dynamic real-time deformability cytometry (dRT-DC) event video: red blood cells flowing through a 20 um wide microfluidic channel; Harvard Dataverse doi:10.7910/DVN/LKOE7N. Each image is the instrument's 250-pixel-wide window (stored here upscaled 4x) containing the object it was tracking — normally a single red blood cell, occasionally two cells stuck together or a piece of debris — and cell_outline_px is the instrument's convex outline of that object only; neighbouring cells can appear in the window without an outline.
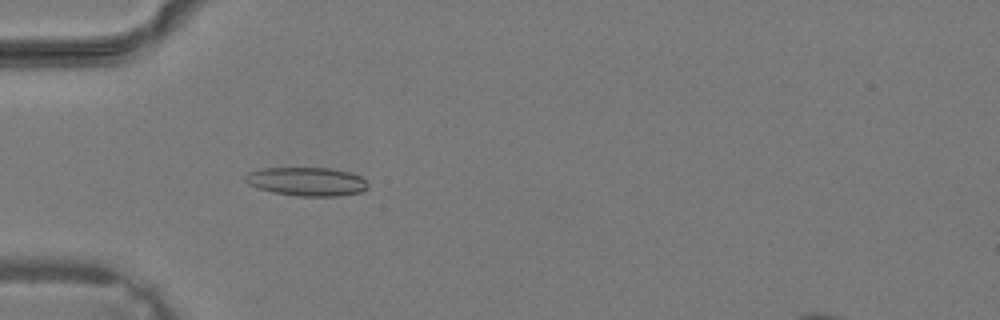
{"species": "common noctule bat (a hibernating species)", "species_latin": "Nyctalus noctula", "temperature_condition": "warm", "stored_images_in_passage": 13, "camera_frame_rate_fps": 3000, "um_per_image_px": 0.085, "animal": {"sex": "male", "body_mass_g": 19.2, "forearm_length_mm": 51.8}, "frame": {"image": 1, "passage_image": 1, "time_ms": 0.0, "image_size_px": [1000, 320], "cell_outline_px": [[368, 188], [360, 192], [340, 196], [300, 196], [272, 192], [256, 188], [248, 184], [244, 180], [244, 176], [248, 172], [264, 168], [328, 168], [348, 172], [360, 176], [368, 184]], "centroid_in_image_um": [26.04, 15.43], "position_along_channel_um": 59.0, "area_um2": 20.46}}
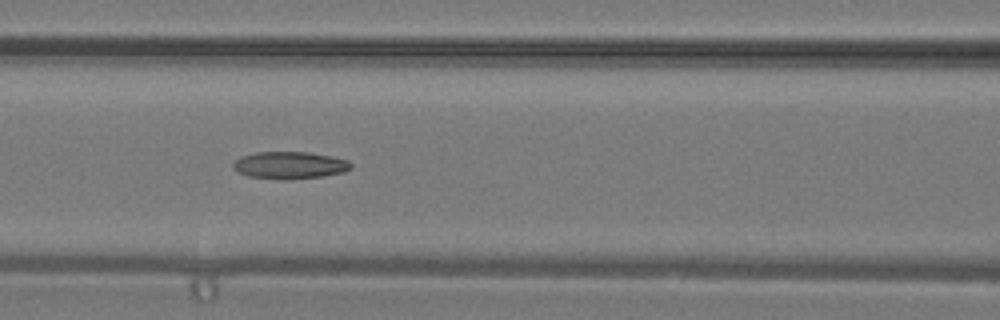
{"frame": {"image": 2, "passage_image": 6, "time_ms": 1.667, "image_size_px": [1000, 320], "cell_outline_px": [[352, 168], [344, 172], [324, 176], [284, 180], [248, 176], [236, 172], [232, 168], [232, 164], [240, 156], [256, 152], [308, 152], [332, 156], [348, 160], [352, 164]], "centroid_in_image_um": [24.61, 14.04], "position_along_channel_um": 142.0, "area_um2": 18.9}}
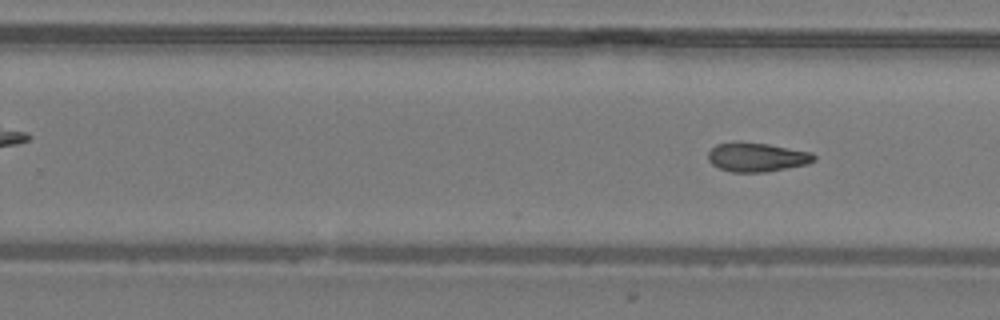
{"frame": {"image": 3, "passage_image": 13, "time_ms": 4.0, "image_size_px": [1000, 320], "cell_outline_px": [[816, 160], [808, 164], [768, 172], [732, 172], [720, 168], [712, 164], [708, 160], [708, 152], [716, 144], [740, 140], [768, 144], [812, 152], [816, 156]], "centroid_in_image_um": [64.34, 13.34], "position_along_channel_um": 265.5, "area_um2": 18.26}}